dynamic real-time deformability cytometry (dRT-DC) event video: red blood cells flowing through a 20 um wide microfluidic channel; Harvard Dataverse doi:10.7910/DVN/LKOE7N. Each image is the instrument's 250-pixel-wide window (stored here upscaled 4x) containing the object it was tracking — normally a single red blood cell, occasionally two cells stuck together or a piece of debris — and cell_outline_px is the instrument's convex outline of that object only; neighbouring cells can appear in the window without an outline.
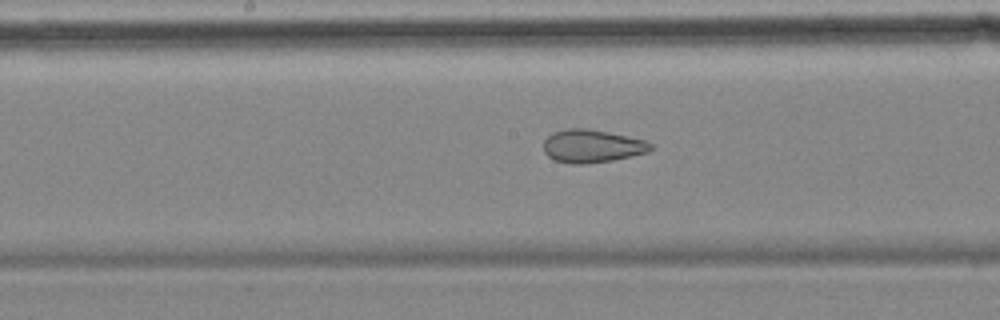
{"species": "common noctule bat (a hibernating species)", "species_latin": "Nyctalus noctula", "temperature_condition": "cold", "stored_images_in_passage": 13, "camera_frame_rate_fps": 3000, "um_per_image_px": 0.085, "animal": {"sex": "female", "body_mass_g": 18.4}, "frame": {"image": 1, "passage_image": 10, "time_ms": 3.0, "image_size_px": [1000, 320], "cell_outline_px": [[652, 148], [648, 152], [632, 156], [612, 160], [584, 164], [572, 164], [556, 160], [548, 156], [544, 152], [544, 140], [552, 132], [568, 128], [584, 128], [608, 132], [628, 136], [644, 140], [652, 144]], "centroid_in_image_um": [50.31, 12.41], "position_along_channel_um": 197.9, "area_um2": 20.52}}